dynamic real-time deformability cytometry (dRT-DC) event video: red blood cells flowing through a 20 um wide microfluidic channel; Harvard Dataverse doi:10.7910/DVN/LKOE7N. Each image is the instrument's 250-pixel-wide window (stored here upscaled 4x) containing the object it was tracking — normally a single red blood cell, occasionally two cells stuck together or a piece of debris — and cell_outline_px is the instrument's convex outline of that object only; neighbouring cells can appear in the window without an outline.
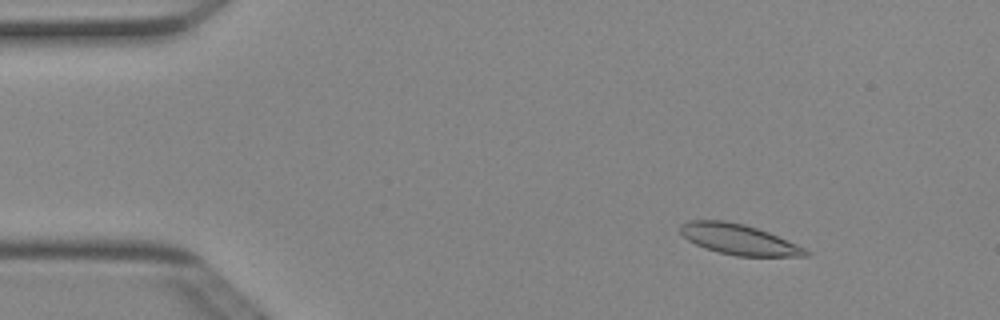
{"species": "Egyptian fruit bat (a non-hibernating species)", "species_latin": "Rousettus aegyptiacus", "temperature_condition": "cold", "stored_images_in_passage": 50, "camera_frame_rate_fps": 3000, "um_per_image_px": 0.085, "animal": {"sex": "female"}, "frame": {"image": 1, "passage_image": 6, "time_ms": 1.667, "image_size_px": [1000, 320], "cell_outline_px": [[808, 256], [736, 256], [716, 252], [704, 248], [688, 240], [680, 232], [680, 224], [688, 220], [724, 220], [744, 224], [768, 232], [796, 244], [804, 248], [808, 252]], "centroid_in_image_um": [62.74, 20.34], "position_along_channel_um": 22.3, "area_um2": 22.14}}
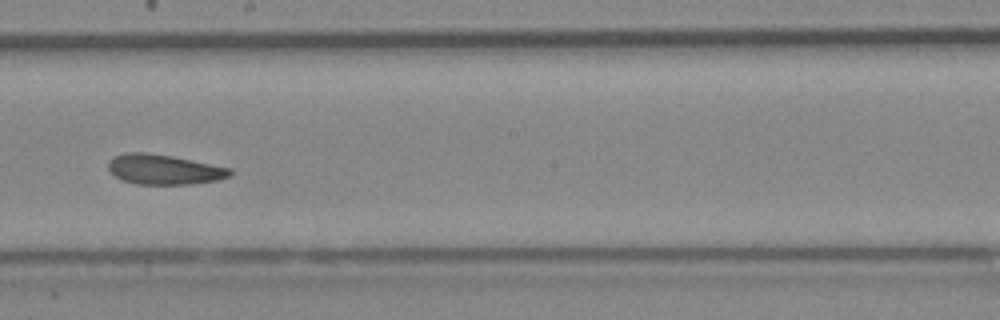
{"frame": {"image": 2, "passage_image": 28, "time_ms": 9.0, "image_size_px": [1000, 320], "cell_outline_px": [[232, 176], [220, 180], [192, 184], [136, 184], [124, 180], [108, 172], [108, 160], [112, 156], [124, 152], [148, 152], [172, 156], [232, 168]], "centroid_in_image_um": [13.94, 14.39], "position_along_channel_um": 234.3, "area_um2": 21.62}}
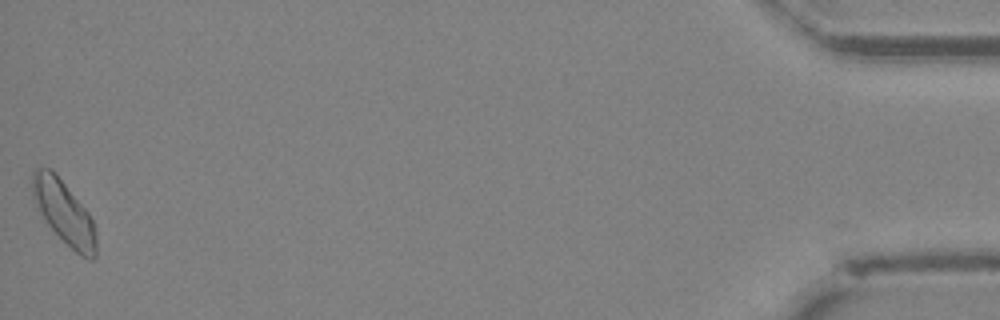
{"frame": {"image": 3, "passage_image": 50, "time_ms": 16.333, "image_size_px": [1000, 320], "cell_outline_px": [[96, 256], [92, 260], [80, 256], [48, 224], [36, 204], [32, 196], [32, 172], [36, 168], [48, 168], [56, 172], [88, 212], [92, 220], [96, 232]], "centroid_in_image_um": [5.45, 18.02], "position_along_channel_um": 429.7, "area_um2": 23.18}, "authors_computed_cell_mechanics": {"area_um2": 21.5305, "velocity_mm_per_s": 3.9731, "shape_relaxation_time_tau1_ms": null, "shape_relaxation_time_tau2_ms": 3.434, "deformation_change_tau1": null, "deformation_change_tau2": 0.0915}}